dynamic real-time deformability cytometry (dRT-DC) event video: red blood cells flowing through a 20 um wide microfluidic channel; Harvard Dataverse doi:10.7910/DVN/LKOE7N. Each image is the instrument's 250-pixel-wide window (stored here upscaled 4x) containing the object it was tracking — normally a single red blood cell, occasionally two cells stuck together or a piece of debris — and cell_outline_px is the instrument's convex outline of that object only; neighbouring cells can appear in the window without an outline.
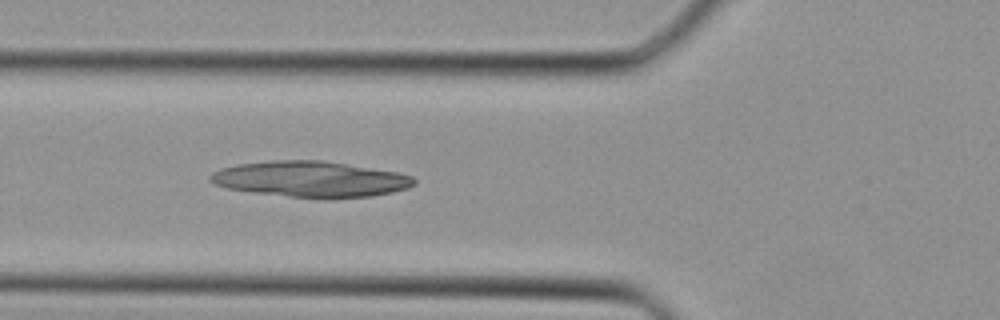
{"species": "Egyptian fruit bat (a non-hibernating species)", "species_latin": "Rousettus aegyptiacus", "temperature_condition": "cold", "stored_images_in_passage": 4, "camera_frame_rate_fps": 3000, "um_per_image_px": 0.085, "animal": {"sex": "female"}, "frame": {"image": 1, "passage_image": 4, "time_ms": 1.0, "image_size_px": [1000, 320], "cell_outline_px": [[416, 184], [408, 188], [392, 192], [372, 196], [328, 200], [288, 196], [256, 192], [228, 188], [216, 184], [212, 180], [212, 172], [220, 168], [236, 164], [272, 160], [320, 160], [396, 172], [412, 176], [416, 180]], "centroid_in_image_um": [26.45, 15.24], "position_along_channel_um": 99.4, "area_um2": 42.54}}